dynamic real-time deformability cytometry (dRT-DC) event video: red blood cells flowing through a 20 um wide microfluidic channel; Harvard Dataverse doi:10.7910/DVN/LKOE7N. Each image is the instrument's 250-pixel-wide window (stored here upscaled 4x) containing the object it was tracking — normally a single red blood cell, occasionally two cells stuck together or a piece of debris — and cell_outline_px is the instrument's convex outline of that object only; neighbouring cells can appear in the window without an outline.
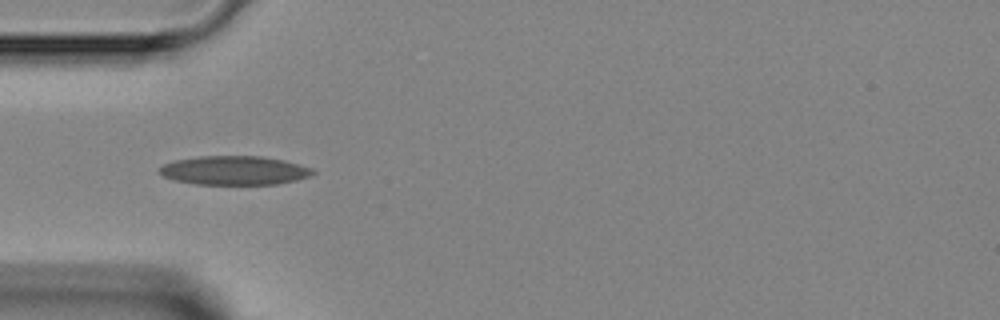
{"species": "Egyptian fruit bat (a non-hibernating species)", "species_latin": "Rousettus aegyptiacus", "temperature_condition": "room temperature", "stored_images_in_passage": 3, "camera_frame_rate_fps": 3000, "um_per_image_px": 0.085, "animal": {"sex": "female"}, "frame": {"image": 1, "passage_image": 3, "time_ms": 4.0, "image_size_px": [1000, 320], "cell_outline_px": [[316, 172], [312, 176], [296, 180], [276, 184], [196, 184], [172, 180], [164, 176], [160, 172], [160, 168], [164, 164], [176, 160], [200, 156], [260, 156], [284, 160], [312, 168]], "centroid_in_image_um": [19.95, 14.49], "position_along_channel_um": 65.1, "area_um2": 25.78}}